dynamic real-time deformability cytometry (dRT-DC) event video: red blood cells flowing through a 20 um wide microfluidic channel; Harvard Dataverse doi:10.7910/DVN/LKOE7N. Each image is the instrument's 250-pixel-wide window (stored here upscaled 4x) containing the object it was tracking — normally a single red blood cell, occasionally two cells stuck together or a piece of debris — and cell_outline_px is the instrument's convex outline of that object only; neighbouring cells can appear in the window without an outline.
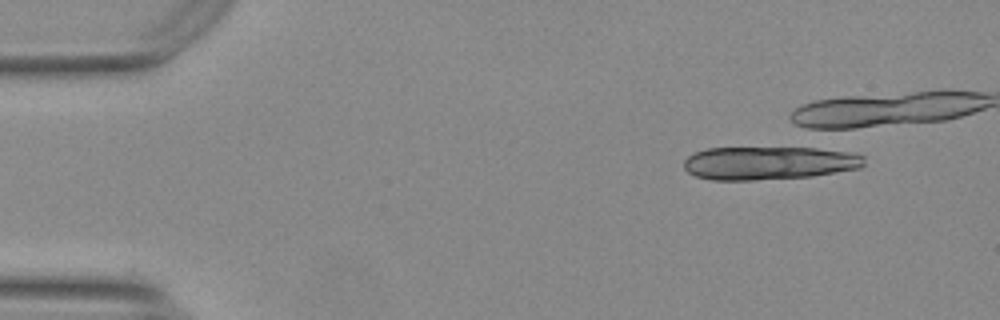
{"species": "Egyptian fruit bat (a non-hibernating species)", "species_latin": "Rousettus aegyptiacus", "temperature_condition": "warm", "stored_images_in_passage": 3, "camera_frame_rate_fps": 3000, "um_per_image_px": 0.085, "animal": {"sex": "female"}, "frame": {"image": 1, "passage_image": 1, "time_ms": 0.0, "image_size_px": [1000, 320], "cell_outline_px": [[864, 164], [860, 168], [812, 176], [756, 180], [712, 180], [696, 176], [688, 172], [684, 168], [684, 160], [688, 156], [696, 152], [708, 148], [808, 144], [852, 152], [864, 156]], "centroid_in_image_um": [65.45, 13.78], "position_along_channel_um": 19.6, "area_um2": 36.88}}